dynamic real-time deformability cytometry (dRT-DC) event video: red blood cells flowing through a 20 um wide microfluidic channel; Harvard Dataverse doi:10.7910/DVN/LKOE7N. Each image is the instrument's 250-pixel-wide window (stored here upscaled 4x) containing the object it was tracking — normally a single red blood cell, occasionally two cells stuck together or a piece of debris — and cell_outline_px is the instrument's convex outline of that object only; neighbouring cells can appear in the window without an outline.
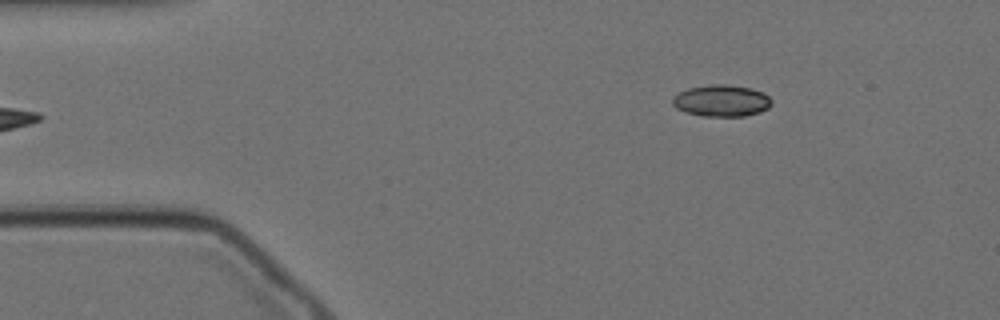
{"species": "Egyptian fruit bat (a non-hibernating species)", "species_latin": "Rousettus aegyptiacus", "temperature_condition": "cold", "stored_images_in_passage": 49, "camera_frame_rate_fps": 3000, "um_per_image_px": 0.085, "animal": {"sex": "female"}, "frame": {"image": 1, "passage_image": 3, "time_ms": 0.667, "image_size_px": [1000, 320], "cell_outline_px": [[772, 104], [768, 108], [760, 112], [744, 116], [704, 116], [688, 112], [676, 108], [672, 104], [672, 96], [688, 88], [712, 84], [728, 84], [752, 88], [764, 92], [772, 100]], "centroid_in_image_um": [61.35, 8.55], "position_along_channel_um": 23.6, "area_um2": 18.38}}
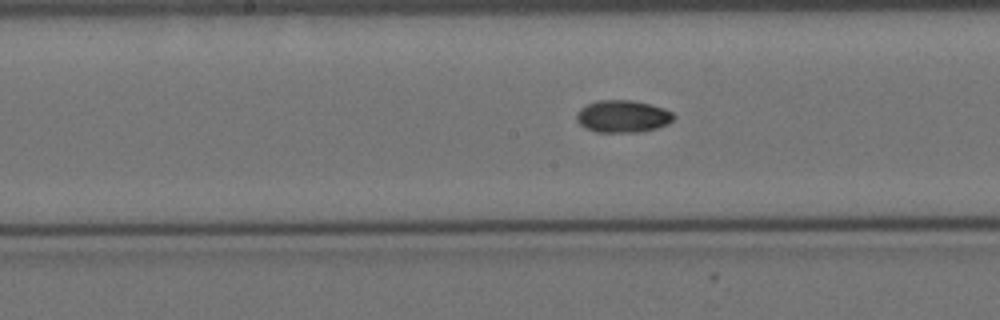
{"frame": {"image": 2, "passage_image": 23, "time_ms": 7.333, "image_size_px": [1000, 320], "cell_outline_px": [[676, 116], [668, 124], [656, 128], [636, 132], [596, 132], [580, 124], [576, 120], [576, 112], [580, 108], [588, 104], [600, 100], [632, 100], [664, 108], [672, 112]], "centroid_in_image_um": [52.93, 9.89], "position_along_channel_um": 195.3, "area_um2": 18.15}}
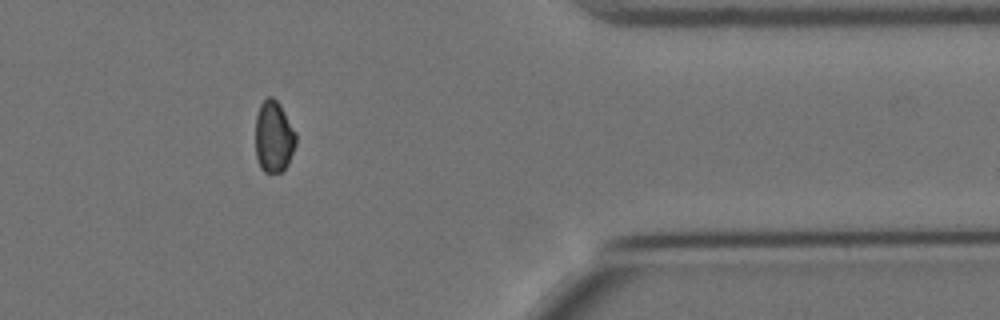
{"frame": {"image": 3, "passage_image": 42, "time_ms": 13.667, "image_size_px": [1000, 320], "cell_outline_px": [[296, 144], [288, 164], [280, 172], [264, 172], [260, 168], [256, 156], [256, 116], [260, 104], [268, 96], [272, 96], [280, 104], [296, 132]], "centroid_in_image_um": [23.27, 11.61], "position_along_channel_um": 388.1, "area_um2": 16.94}, "authors_computed_cell_mechanics": {"area_um2": 17.9758, "velocity_mm_per_s": 3.4426, "shape_relaxation_time_tau1_ms": null, "shape_relaxation_time_tau2_ms": 4.5519, "deformation_change_tau1": null, "deformation_change_tau2": 0.0495}}